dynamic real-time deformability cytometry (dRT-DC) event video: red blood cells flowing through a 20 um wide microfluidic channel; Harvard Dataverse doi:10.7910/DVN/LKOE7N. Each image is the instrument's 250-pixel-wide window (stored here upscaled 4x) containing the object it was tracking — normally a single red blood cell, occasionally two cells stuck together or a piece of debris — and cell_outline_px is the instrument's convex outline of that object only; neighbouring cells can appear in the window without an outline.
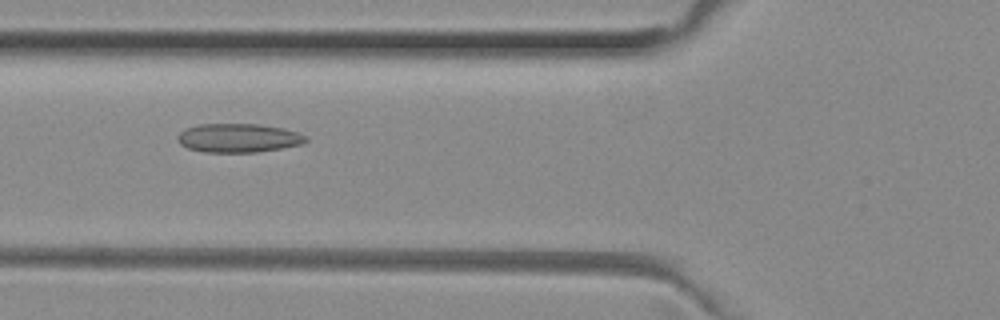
{"species": "common noctule bat (a hibernating species)", "species_latin": "Nyctalus noctula", "temperature_condition": "room temperature", "stored_images_in_passage": 51, "camera_frame_rate_fps": 3000, "um_per_image_px": 0.085, "animal": {"sex": "female", "body_mass_g": 29.2, "forearm_length_mm": 56.3}, "frame": {"image": 1, "passage_image": 19, "time_ms": 6.0, "image_size_px": [1000, 320], "cell_outline_px": [[308, 140], [304, 144], [256, 152], [204, 152], [188, 148], [180, 144], [176, 140], [176, 136], [180, 132], [188, 128], [200, 124], [256, 124], [284, 128], [308, 136]], "centroid_in_image_um": [20.27, 11.73], "position_along_channel_um": 105.5, "area_um2": 21.56}}
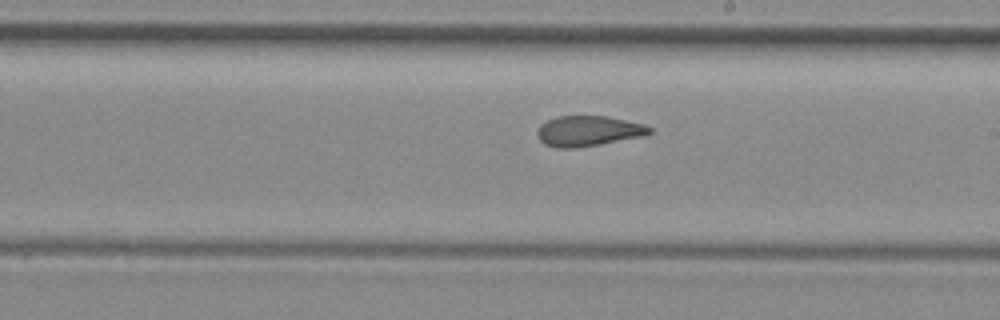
{"frame": {"image": 2, "passage_image": 29, "time_ms": 9.333, "image_size_px": [1000, 320], "cell_outline_px": [[652, 132], [644, 136], [600, 144], [576, 148], [556, 148], [544, 144], [540, 140], [536, 132], [540, 124], [556, 116], [608, 116], [644, 124], [652, 128]], "centroid_in_image_um": [50.0, 11.13], "position_along_channel_um": 239.0, "area_um2": 20.0}}
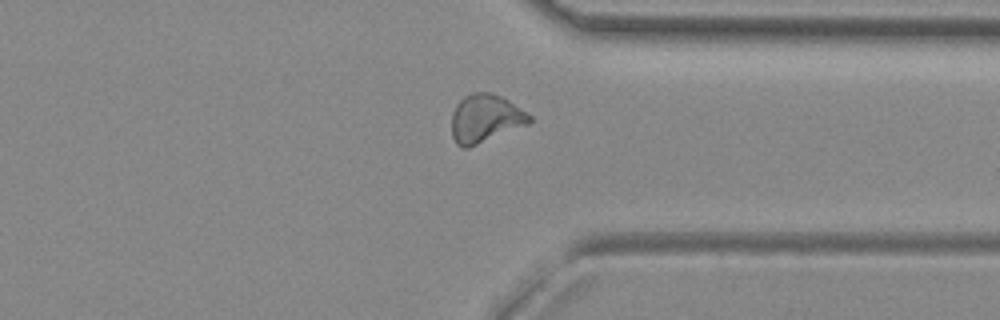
{"frame": {"image": 3, "passage_image": 39, "time_ms": 12.667, "image_size_px": [1000, 320], "cell_outline_px": [[532, 120], [528, 124], [468, 148], [464, 148], [456, 144], [452, 136], [452, 112], [456, 104], [464, 96], [472, 92], [492, 92], [508, 100], [532, 116]], "centroid_in_image_um": [41.23, 10.06], "position_along_channel_um": 370.2, "area_um2": 21.79}, "authors_computed_cell_mechanics": {"area_um2": 21.2126, "velocity_mm_per_s": 4.0041, "shape_relaxation_time_tau1_ms": 11.2361, "shape_relaxation_time_tau2_ms": 1.9647, "deformation_change_tau1": 0.2062, "deformation_change_tau2": 0.0851}}